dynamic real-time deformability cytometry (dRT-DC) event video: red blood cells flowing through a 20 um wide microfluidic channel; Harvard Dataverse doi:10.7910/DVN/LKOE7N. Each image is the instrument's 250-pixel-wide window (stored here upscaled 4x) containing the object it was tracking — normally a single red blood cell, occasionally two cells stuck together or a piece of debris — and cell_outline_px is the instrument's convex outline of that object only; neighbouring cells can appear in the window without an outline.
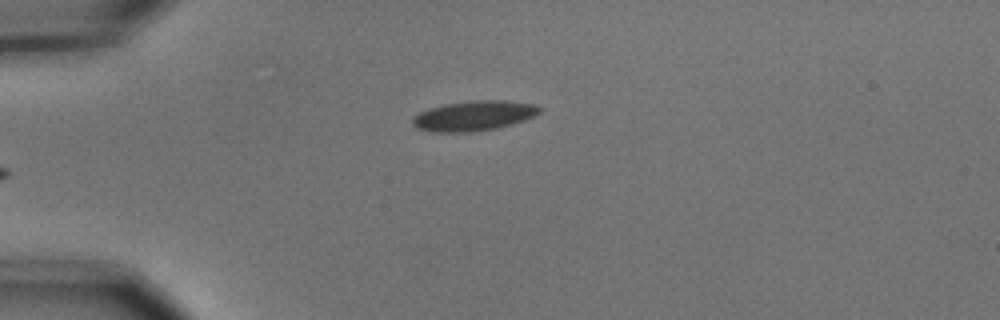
{"species": "common noctule bat (a hibernating species)", "species_latin": "Nyctalus noctula", "temperature_condition": "cold", "stored_images_in_passage": 4, "camera_frame_rate_fps": 3000, "um_per_image_px": 0.085, "animal": {"sex": "male", "body_mass_g": 15.6}, "frame": {"image": 1, "passage_image": 4, "time_ms": 1.0, "image_size_px": [1000, 320], "cell_outline_px": [[540, 112], [524, 120], [512, 124], [496, 128], [468, 132], [432, 132], [416, 128], [412, 124], [412, 116], [428, 108], [444, 104], [476, 100], [504, 100], [532, 104], [540, 108]], "centroid_in_image_um": [40.21, 9.84], "position_along_channel_um": 44.8, "area_um2": 22.08}}